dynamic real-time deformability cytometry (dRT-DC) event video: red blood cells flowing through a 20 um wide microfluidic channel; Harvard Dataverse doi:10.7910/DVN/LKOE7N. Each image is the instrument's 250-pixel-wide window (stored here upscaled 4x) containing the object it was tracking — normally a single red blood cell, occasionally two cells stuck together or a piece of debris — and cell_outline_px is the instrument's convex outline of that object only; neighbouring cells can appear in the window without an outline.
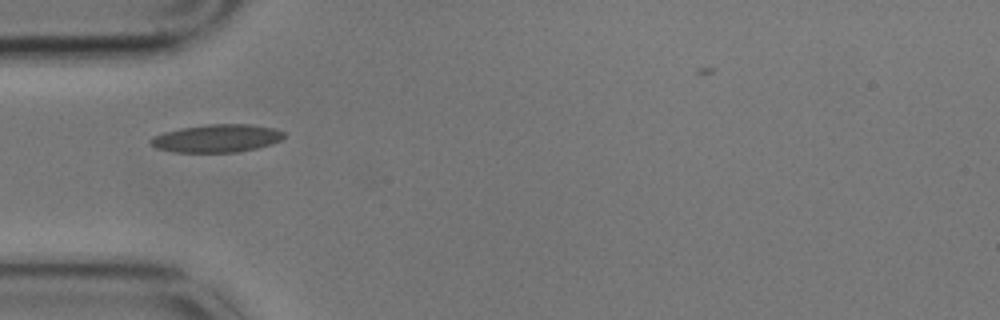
{"species": "common noctule bat (a hibernating species)", "species_latin": "Nyctalus noctula", "temperature_condition": "cold", "stored_images_in_passage": 1, "camera_frame_rate_fps": 3000, "um_per_image_px": 0.085, "animal": {"sex": "male", "body_mass_g": 17.9}, "frame": {"image": 1, "passage_image": 1, "time_ms": 0.0, "image_size_px": [1000, 320], "cell_outline_px": [[284, 136], [280, 140], [272, 144], [256, 148], [236, 152], [176, 152], [156, 148], [148, 140], [152, 136], [164, 132], [180, 128], [204, 124], [252, 124], [276, 128], [284, 132]], "centroid_in_image_um": [18.43, 11.74], "position_along_channel_um": 66.6, "area_um2": 21.79}}